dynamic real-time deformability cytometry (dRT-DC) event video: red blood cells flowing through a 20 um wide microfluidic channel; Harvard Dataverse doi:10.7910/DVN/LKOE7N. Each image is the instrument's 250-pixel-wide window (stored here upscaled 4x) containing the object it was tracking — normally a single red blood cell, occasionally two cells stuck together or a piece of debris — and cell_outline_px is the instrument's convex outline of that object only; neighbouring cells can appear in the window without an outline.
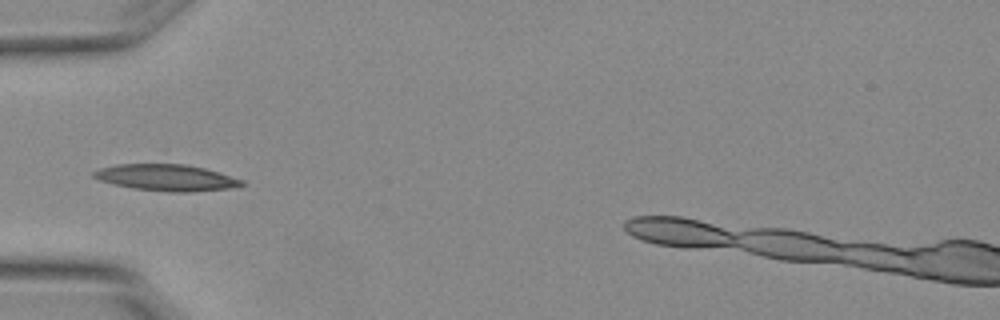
{"species": "Egyptian fruit bat (a non-hibernating species)", "species_latin": "Rousettus aegyptiacus", "temperature_condition": "warm", "stored_images_in_passage": 6, "segment_of_instrument_passage": [1, 2], "camera_frame_rate_fps": 3000, "um_per_image_px": 0.085, "animal": {"sex": "female"}, "frame": {"image": 1, "passage_image": 5, "time_ms": 1.333, "image_size_px": [1000, 320], "cell_outline_px": [[244, 184], [232, 188], [192, 192], [168, 192], [132, 188], [112, 184], [100, 180], [92, 176], [92, 172], [100, 168], [116, 164], [184, 164], [204, 168], [244, 180]], "centroid_in_image_um": [14.12, 15.1], "position_along_channel_um": 70.9, "area_um2": 22.83}}